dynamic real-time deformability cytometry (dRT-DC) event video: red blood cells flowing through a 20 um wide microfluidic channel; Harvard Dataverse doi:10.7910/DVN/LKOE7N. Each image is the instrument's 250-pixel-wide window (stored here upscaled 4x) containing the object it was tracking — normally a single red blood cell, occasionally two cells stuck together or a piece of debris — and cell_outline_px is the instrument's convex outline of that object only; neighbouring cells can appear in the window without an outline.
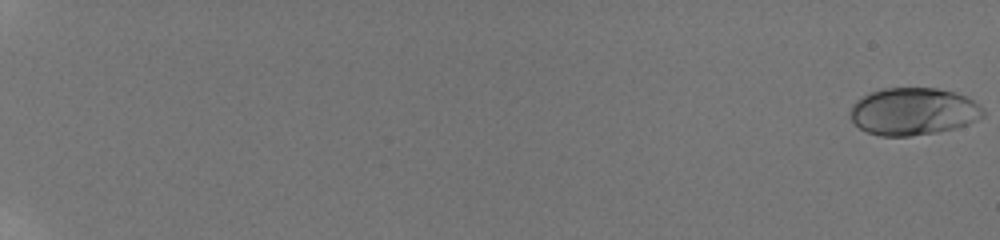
{"species": "human", "species_latin": "Homo sapiens", "temperature_condition": "room temperature", "stored_images_in_passage": 99, "camera_frame_rate_fps": 3000, "um_per_image_px": 0.085, "donor": {"sex": "male"}, "frame": {"image": 1, "passage_image": 1, "time_ms": 0.0, "image_size_px": [1000, 240], "cell_outline_px": [[984, 116], [968, 124], [956, 128], [936, 132], [908, 136], [880, 136], [868, 132], [860, 128], [852, 120], [848, 112], [852, 104], [856, 100], [868, 92], [884, 88], [936, 88], [956, 92], [968, 96], [980, 104], [984, 112]], "centroid_in_image_um": [77.63, 9.46], "position_along_channel_um": 7.4, "area_um2": 37.05}}
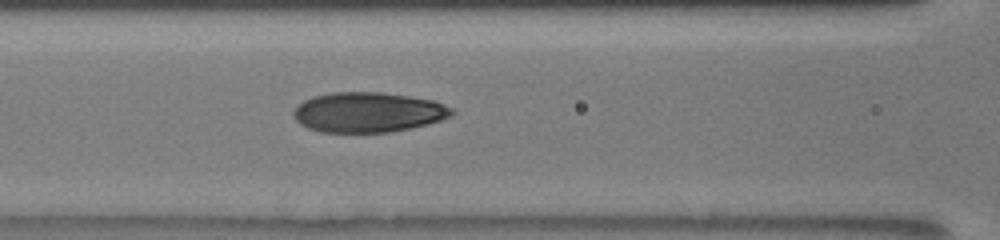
{"frame": {"image": 2, "passage_image": 48, "time_ms": 10.0, "image_size_px": [1000, 240], "cell_outline_px": [[456, 112], [452, 116], [428, 124], [412, 128], [388, 132], [320, 132], [308, 128], [300, 124], [292, 116], [292, 112], [304, 100], [312, 96], [332, 92], [380, 92], [408, 96], [432, 100], [452, 108]], "centroid_in_image_um": [31.28, 9.54], "position_along_channel_um": 135.3, "area_um2": 36.99}}
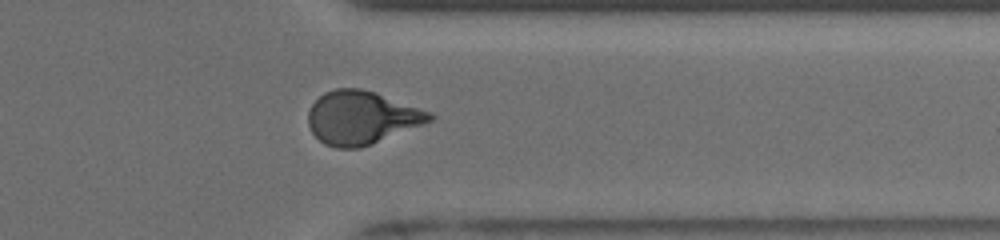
{"frame": {"image": 3, "passage_image": 83, "time_ms": 16.333, "image_size_px": [1000, 240], "cell_outline_px": [[436, 116], [432, 120], [424, 124], [372, 144], [360, 148], [336, 148], [324, 144], [312, 132], [308, 124], [308, 112], [312, 104], [324, 92], [336, 88], [360, 88], [376, 92], [432, 112]], "centroid_in_image_um": [30.74, 10.0], "position_along_channel_um": 380.7, "area_um2": 37.8}, "authors_computed_cell_mechanics": {"area_um2": 36.5874, "velocity_mm_per_s": 3.8787, "shape_relaxation_time_tau1_ms": 5.8205, "shape_relaxation_time_tau2_ms": 0.8956, "deformation_change_tau1": 0.222, "deformation_change_tau2": 0.0653}}